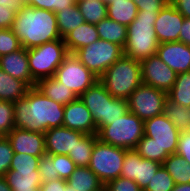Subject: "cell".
<instances>
[{"label": "cell", "instance_id": "1", "mask_svg": "<svg viewBox=\"0 0 190 191\" xmlns=\"http://www.w3.org/2000/svg\"><path fill=\"white\" fill-rule=\"evenodd\" d=\"M63 120L64 105L46 97L36 86L14 102L15 128L45 133L50 128L62 127Z\"/></svg>", "mask_w": 190, "mask_h": 191}, {"label": "cell", "instance_id": "2", "mask_svg": "<svg viewBox=\"0 0 190 191\" xmlns=\"http://www.w3.org/2000/svg\"><path fill=\"white\" fill-rule=\"evenodd\" d=\"M11 29L25 49L61 39L55 13L27 5L16 13Z\"/></svg>", "mask_w": 190, "mask_h": 191}, {"label": "cell", "instance_id": "3", "mask_svg": "<svg viewBox=\"0 0 190 191\" xmlns=\"http://www.w3.org/2000/svg\"><path fill=\"white\" fill-rule=\"evenodd\" d=\"M159 12H138L135 20L127 27L124 55L142 61L155 55L159 42L154 23Z\"/></svg>", "mask_w": 190, "mask_h": 191}, {"label": "cell", "instance_id": "4", "mask_svg": "<svg viewBox=\"0 0 190 191\" xmlns=\"http://www.w3.org/2000/svg\"><path fill=\"white\" fill-rule=\"evenodd\" d=\"M88 108L97 127V133L112 121L128 112L126 99L114 98L98 80L78 97Z\"/></svg>", "mask_w": 190, "mask_h": 191}, {"label": "cell", "instance_id": "5", "mask_svg": "<svg viewBox=\"0 0 190 191\" xmlns=\"http://www.w3.org/2000/svg\"><path fill=\"white\" fill-rule=\"evenodd\" d=\"M99 81L111 96L127 100L142 84L141 62L123 55L99 77Z\"/></svg>", "mask_w": 190, "mask_h": 191}, {"label": "cell", "instance_id": "6", "mask_svg": "<svg viewBox=\"0 0 190 191\" xmlns=\"http://www.w3.org/2000/svg\"><path fill=\"white\" fill-rule=\"evenodd\" d=\"M98 139L109 145L127 150L135 149L144 136V121L128 111L123 116L104 126L98 133Z\"/></svg>", "mask_w": 190, "mask_h": 191}, {"label": "cell", "instance_id": "7", "mask_svg": "<svg viewBox=\"0 0 190 191\" xmlns=\"http://www.w3.org/2000/svg\"><path fill=\"white\" fill-rule=\"evenodd\" d=\"M68 54L66 44L62 38L27 49L32 78L38 82L43 78L53 77Z\"/></svg>", "mask_w": 190, "mask_h": 191}, {"label": "cell", "instance_id": "8", "mask_svg": "<svg viewBox=\"0 0 190 191\" xmlns=\"http://www.w3.org/2000/svg\"><path fill=\"white\" fill-rule=\"evenodd\" d=\"M126 151L125 148L105 144L98 139L93 146L88 167L106 185L121 176Z\"/></svg>", "mask_w": 190, "mask_h": 191}, {"label": "cell", "instance_id": "9", "mask_svg": "<svg viewBox=\"0 0 190 191\" xmlns=\"http://www.w3.org/2000/svg\"><path fill=\"white\" fill-rule=\"evenodd\" d=\"M74 55L96 77H100L123 55V48L115 43L99 39L77 50Z\"/></svg>", "mask_w": 190, "mask_h": 191}, {"label": "cell", "instance_id": "10", "mask_svg": "<svg viewBox=\"0 0 190 191\" xmlns=\"http://www.w3.org/2000/svg\"><path fill=\"white\" fill-rule=\"evenodd\" d=\"M54 77L77 97L99 80L71 53L64 58Z\"/></svg>", "mask_w": 190, "mask_h": 191}, {"label": "cell", "instance_id": "11", "mask_svg": "<svg viewBox=\"0 0 190 191\" xmlns=\"http://www.w3.org/2000/svg\"><path fill=\"white\" fill-rule=\"evenodd\" d=\"M166 99V92L141 84L127 99L128 110L145 121L163 114Z\"/></svg>", "mask_w": 190, "mask_h": 191}, {"label": "cell", "instance_id": "12", "mask_svg": "<svg viewBox=\"0 0 190 191\" xmlns=\"http://www.w3.org/2000/svg\"><path fill=\"white\" fill-rule=\"evenodd\" d=\"M144 135L154 139L159 154H176L180 131L164 114L144 121Z\"/></svg>", "mask_w": 190, "mask_h": 191}, {"label": "cell", "instance_id": "13", "mask_svg": "<svg viewBox=\"0 0 190 191\" xmlns=\"http://www.w3.org/2000/svg\"><path fill=\"white\" fill-rule=\"evenodd\" d=\"M161 163L142 158L134 149L127 150L121 170V177L135 181L144 191Z\"/></svg>", "mask_w": 190, "mask_h": 191}, {"label": "cell", "instance_id": "14", "mask_svg": "<svg viewBox=\"0 0 190 191\" xmlns=\"http://www.w3.org/2000/svg\"><path fill=\"white\" fill-rule=\"evenodd\" d=\"M142 84L168 93L177 73L169 68L156 54L141 61Z\"/></svg>", "mask_w": 190, "mask_h": 191}, {"label": "cell", "instance_id": "15", "mask_svg": "<svg viewBox=\"0 0 190 191\" xmlns=\"http://www.w3.org/2000/svg\"><path fill=\"white\" fill-rule=\"evenodd\" d=\"M184 21L181 13L169 2L158 13L154 28L160 43L179 41L180 30Z\"/></svg>", "mask_w": 190, "mask_h": 191}, {"label": "cell", "instance_id": "16", "mask_svg": "<svg viewBox=\"0 0 190 191\" xmlns=\"http://www.w3.org/2000/svg\"><path fill=\"white\" fill-rule=\"evenodd\" d=\"M8 138L14 153H26L42 157L46 153L44 133L14 128Z\"/></svg>", "mask_w": 190, "mask_h": 191}, {"label": "cell", "instance_id": "17", "mask_svg": "<svg viewBox=\"0 0 190 191\" xmlns=\"http://www.w3.org/2000/svg\"><path fill=\"white\" fill-rule=\"evenodd\" d=\"M85 134L66 127L48 129L45 133V149L49 155H68L73 151L77 141Z\"/></svg>", "mask_w": 190, "mask_h": 191}, {"label": "cell", "instance_id": "18", "mask_svg": "<svg viewBox=\"0 0 190 191\" xmlns=\"http://www.w3.org/2000/svg\"><path fill=\"white\" fill-rule=\"evenodd\" d=\"M63 127L84 134H97V127L92 114L79 98L64 105Z\"/></svg>", "mask_w": 190, "mask_h": 191}, {"label": "cell", "instance_id": "19", "mask_svg": "<svg viewBox=\"0 0 190 191\" xmlns=\"http://www.w3.org/2000/svg\"><path fill=\"white\" fill-rule=\"evenodd\" d=\"M156 55L177 74L190 71V46L180 41L160 43Z\"/></svg>", "mask_w": 190, "mask_h": 191}, {"label": "cell", "instance_id": "20", "mask_svg": "<svg viewBox=\"0 0 190 191\" xmlns=\"http://www.w3.org/2000/svg\"><path fill=\"white\" fill-rule=\"evenodd\" d=\"M0 69L15 79L24 81L30 88L36 86L37 82L32 78L29 70L27 49L24 47L0 56Z\"/></svg>", "mask_w": 190, "mask_h": 191}, {"label": "cell", "instance_id": "21", "mask_svg": "<svg viewBox=\"0 0 190 191\" xmlns=\"http://www.w3.org/2000/svg\"><path fill=\"white\" fill-rule=\"evenodd\" d=\"M12 191H37L42 180L39 170H9L4 176Z\"/></svg>", "mask_w": 190, "mask_h": 191}, {"label": "cell", "instance_id": "22", "mask_svg": "<svg viewBox=\"0 0 190 191\" xmlns=\"http://www.w3.org/2000/svg\"><path fill=\"white\" fill-rule=\"evenodd\" d=\"M68 53L74 54L82 47H86L99 40L95 24L83 23L71 31L64 38Z\"/></svg>", "mask_w": 190, "mask_h": 191}, {"label": "cell", "instance_id": "23", "mask_svg": "<svg viewBox=\"0 0 190 191\" xmlns=\"http://www.w3.org/2000/svg\"><path fill=\"white\" fill-rule=\"evenodd\" d=\"M36 88L46 97L62 105H67L78 98L54 76L39 80L36 83Z\"/></svg>", "mask_w": 190, "mask_h": 191}, {"label": "cell", "instance_id": "24", "mask_svg": "<svg viewBox=\"0 0 190 191\" xmlns=\"http://www.w3.org/2000/svg\"><path fill=\"white\" fill-rule=\"evenodd\" d=\"M30 87L0 69V101L15 102L27 94Z\"/></svg>", "mask_w": 190, "mask_h": 191}, {"label": "cell", "instance_id": "25", "mask_svg": "<svg viewBox=\"0 0 190 191\" xmlns=\"http://www.w3.org/2000/svg\"><path fill=\"white\" fill-rule=\"evenodd\" d=\"M138 9L132 0H112L107 4V17L125 26L136 18Z\"/></svg>", "mask_w": 190, "mask_h": 191}, {"label": "cell", "instance_id": "26", "mask_svg": "<svg viewBox=\"0 0 190 191\" xmlns=\"http://www.w3.org/2000/svg\"><path fill=\"white\" fill-rule=\"evenodd\" d=\"M66 182L75 191H95L104 185L89 167H77Z\"/></svg>", "mask_w": 190, "mask_h": 191}, {"label": "cell", "instance_id": "27", "mask_svg": "<svg viewBox=\"0 0 190 191\" xmlns=\"http://www.w3.org/2000/svg\"><path fill=\"white\" fill-rule=\"evenodd\" d=\"M99 38L124 48L127 40V26L106 17L95 24Z\"/></svg>", "mask_w": 190, "mask_h": 191}, {"label": "cell", "instance_id": "28", "mask_svg": "<svg viewBox=\"0 0 190 191\" xmlns=\"http://www.w3.org/2000/svg\"><path fill=\"white\" fill-rule=\"evenodd\" d=\"M57 19V27L61 38L63 39L71 31L85 23L77 3L70 8L55 13Z\"/></svg>", "mask_w": 190, "mask_h": 191}, {"label": "cell", "instance_id": "29", "mask_svg": "<svg viewBox=\"0 0 190 191\" xmlns=\"http://www.w3.org/2000/svg\"><path fill=\"white\" fill-rule=\"evenodd\" d=\"M163 114L181 131H190V106H183L171 101L164 102Z\"/></svg>", "mask_w": 190, "mask_h": 191}, {"label": "cell", "instance_id": "30", "mask_svg": "<svg viewBox=\"0 0 190 191\" xmlns=\"http://www.w3.org/2000/svg\"><path fill=\"white\" fill-rule=\"evenodd\" d=\"M175 184L190 183V164L177 154L169 155L162 164Z\"/></svg>", "mask_w": 190, "mask_h": 191}, {"label": "cell", "instance_id": "31", "mask_svg": "<svg viewBox=\"0 0 190 191\" xmlns=\"http://www.w3.org/2000/svg\"><path fill=\"white\" fill-rule=\"evenodd\" d=\"M97 140V134H85L77 141L73 151H70L68 154L77 167H88L93 146Z\"/></svg>", "mask_w": 190, "mask_h": 191}, {"label": "cell", "instance_id": "32", "mask_svg": "<svg viewBox=\"0 0 190 191\" xmlns=\"http://www.w3.org/2000/svg\"><path fill=\"white\" fill-rule=\"evenodd\" d=\"M77 5L87 23L97 24L107 17V4L100 0H81Z\"/></svg>", "mask_w": 190, "mask_h": 191}, {"label": "cell", "instance_id": "33", "mask_svg": "<svg viewBox=\"0 0 190 191\" xmlns=\"http://www.w3.org/2000/svg\"><path fill=\"white\" fill-rule=\"evenodd\" d=\"M167 97L180 105L190 106V71L177 74L175 83Z\"/></svg>", "mask_w": 190, "mask_h": 191}, {"label": "cell", "instance_id": "34", "mask_svg": "<svg viewBox=\"0 0 190 191\" xmlns=\"http://www.w3.org/2000/svg\"><path fill=\"white\" fill-rule=\"evenodd\" d=\"M142 158L163 164L169 154H159V146L154 142L153 138L146 135L138 142L134 149Z\"/></svg>", "mask_w": 190, "mask_h": 191}, {"label": "cell", "instance_id": "35", "mask_svg": "<svg viewBox=\"0 0 190 191\" xmlns=\"http://www.w3.org/2000/svg\"><path fill=\"white\" fill-rule=\"evenodd\" d=\"M174 187V180L162 165L154 174L144 191H171Z\"/></svg>", "mask_w": 190, "mask_h": 191}, {"label": "cell", "instance_id": "36", "mask_svg": "<svg viewBox=\"0 0 190 191\" xmlns=\"http://www.w3.org/2000/svg\"><path fill=\"white\" fill-rule=\"evenodd\" d=\"M15 128L14 125V103L0 101V133L6 136Z\"/></svg>", "mask_w": 190, "mask_h": 191}, {"label": "cell", "instance_id": "37", "mask_svg": "<svg viewBox=\"0 0 190 191\" xmlns=\"http://www.w3.org/2000/svg\"><path fill=\"white\" fill-rule=\"evenodd\" d=\"M27 6L53 11L57 13L64 8H70L77 3L76 0H25Z\"/></svg>", "mask_w": 190, "mask_h": 191}, {"label": "cell", "instance_id": "38", "mask_svg": "<svg viewBox=\"0 0 190 191\" xmlns=\"http://www.w3.org/2000/svg\"><path fill=\"white\" fill-rule=\"evenodd\" d=\"M21 48L20 40L11 28L0 29V56L15 52Z\"/></svg>", "mask_w": 190, "mask_h": 191}, {"label": "cell", "instance_id": "39", "mask_svg": "<svg viewBox=\"0 0 190 191\" xmlns=\"http://www.w3.org/2000/svg\"><path fill=\"white\" fill-rule=\"evenodd\" d=\"M55 174H59V179L67 180L77 168L74 161L64 154L53 155Z\"/></svg>", "mask_w": 190, "mask_h": 191}, {"label": "cell", "instance_id": "40", "mask_svg": "<svg viewBox=\"0 0 190 191\" xmlns=\"http://www.w3.org/2000/svg\"><path fill=\"white\" fill-rule=\"evenodd\" d=\"M40 158L26 153H14L10 170H37Z\"/></svg>", "mask_w": 190, "mask_h": 191}, {"label": "cell", "instance_id": "41", "mask_svg": "<svg viewBox=\"0 0 190 191\" xmlns=\"http://www.w3.org/2000/svg\"><path fill=\"white\" fill-rule=\"evenodd\" d=\"M14 151L6 136L0 138V176H5L10 170Z\"/></svg>", "mask_w": 190, "mask_h": 191}, {"label": "cell", "instance_id": "42", "mask_svg": "<svg viewBox=\"0 0 190 191\" xmlns=\"http://www.w3.org/2000/svg\"><path fill=\"white\" fill-rule=\"evenodd\" d=\"M38 170L40 173L42 183L59 178V174H55L53 155L45 153L40 158Z\"/></svg>", "mask_w": 190, "mask_h": 191}, {"label": "cell", "instance_id": "43", "mask_svg": "<svg viewBox=\"0 0 190 191\" xmlns=\"http://www.w3.org/2000/svg\"><path fill=\"white\" fill-rule=\"evenodd\" d=\"M106 187L108 191H142L135 181L121 176L109 181Z\"/></svg>", "mask_w": 190, "mask_h": 191}, {"label": "cell", "instance_id": "44", "mask_svg": "<svg viewBox=\"0 0 190 191\" xmlns=\"http://www.w3.org/2000/svg\"><path fill=\"white\" fill-rule=\"evenodd\" d=\"M138 12H159L170 0H132Z\"/></svg>", "mask_w": 190, "mask_h": 191}, {"label": "cell", "instance_id": "45", "mask_svg": "<svg viewBox=\"0 0 190 191\" xmlns=\"http://www.w3.org/2000/svg\"><path fill=\"white\" fill-rule=\"evenodd\" d=\"M176 154L190 164V131L180 132Z\"/></svg>", "mask_w": 190, "mask_h": 191}, {"label": "cell", "instance_id": "46", "mask_svg": "<svg viewBox=\"0 0 190 191\" xmlns=\"http://www.w3.org/2000/svg\"><path fill=\"white\" fill-rule=\"evenodd\" d=\"M16 14L9 8L0 5V29H9L12 27Z\"/></svg>", "mask_w": 190, "mask_h": 191}, {"label": "cell", "instance_id": "47", "mask_svg": "<svg viewBox=\"0 0 190 191\" xmlns=\"http://www.w3.org/2000/svg\"><path fill=\"white\" fill-rule=\"evenodd\" d=\"M66 180L54 179L51 181L43 182L40 189L42 191H65Z\"/></svg>", "mask_w": 190, "mask_h": 191}, {"label": "cell", "instance_id": "48", "mask_svg": "<svg viewBox=\"0 0 190 191\" xmlns=\"http://www.w3.org/2000/svg\"><path fill=\"white\" fill-rule=\"evenodd\" d=\"M183 17L190 18V0H170Z\"/></svg>", "mask_w": 190, "mask_h": 191}, {"label": "cell", "instance_id": "49", "mask_svg": "<svg viewBox=\"0 0 190 191\" xmlns=\"http://www.w3.org/2000/svg\"><path fill=\"white\" fill-rule=\"evenodd\" d=\"M179 41L190 46V18L184 17L180 30Z\"/></svg>", "mask_w": 190, "mask_h": 191}, {"label": "cell", "instance_id": "50", "mask_svg": "<svg viewBox=\"0 0 190 191\" xmlns=\"http://www.w3.org/2000/svg\"><path fill=\"white\" fill-rule=\"evenodd\" d=\"M0 5L9 8L16 14L27 4L25 0H0Z\"/></svg>", "mask_w": 190, "mask_h": 191}, {"label": "cell", "instance_id": "51", "mask_svg": "<svg viewBox=\"0 0 190 191\" xmlns=\"http://www.w3.org/2000/svg\"><path fill=\"white\" fill-rule=\"evenodd\" d=\"M0 191H12L4 176H0Z\"/></svg>", "mask_w": 190, "mask_h": 191}, {"label": "cell", "instance_id": "52", "mask_svg": "<svg viewBox=\"0 0 190 191\" xmlns=\"http://www.w3.org/2000/svg\"><path fill=\"white\" fill-rule=\"evenodd\" d=\"M171 191H190V183L175 184V187Z\"/></svg>", "mask_w": 190, "mask_h": 191}, {"label": "cell", "instance_id": "53", "mask_svg": "<svg viewBox=\"0 0 190 191\" xmlns=\"http://www.w3.org/2000/svg\"><path fill=\"white\" fill-rule=\"evenodd\" d=\"M65 191H75V190H74L73 187L69 186V185L66 183Z\"/></svg>", "mask_w": 190, "mask_h": 191}, {"label": "cell", "instance_id": "54", "mask_svg": "<svg viewBox=\"0 0 190 191\" xmlns=\"http://www.w3.org/2000/svg\"><path fill=\"white\" fill-rule=\"evenodd\" d=\"M95 191H108L106 185H103L102 187H100L99 189L95 190Z\"/></svg>", "mask_w": 190, "mask_h": 191}, {"label": "cell", "instance_id": "55", "mask_svg": "<svg viewBox=\"0 0 190 191\" xmlns=\"http://www.w3.org/2000/svg\"><path fill=\"white\" fill-rule=\"evenodd\" d=\"M112 0H102L105 4H109Z\"/></svg>", "mask_w": 190, "mask_h": 191}]
</instances>
